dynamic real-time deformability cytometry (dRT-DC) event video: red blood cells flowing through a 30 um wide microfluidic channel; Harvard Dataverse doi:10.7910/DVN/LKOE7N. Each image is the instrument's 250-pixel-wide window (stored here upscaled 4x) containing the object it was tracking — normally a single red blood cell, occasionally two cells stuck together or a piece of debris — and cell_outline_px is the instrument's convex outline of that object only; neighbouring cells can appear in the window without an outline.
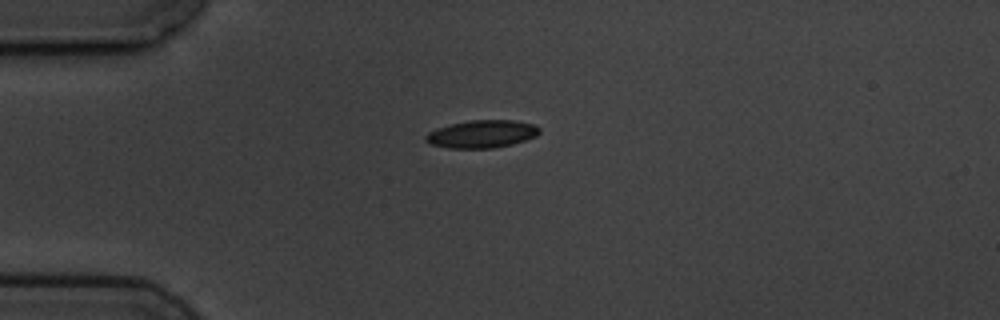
{"species": "common noctule bat (a hibernating species)", "species_latin": "Nyctalus noctula", "temperature_condition": "cold", "stored_images_in_passage": 12, "camera_frame_rate_fps": 3000, "um_per_image_px": 0.085, "animal": {"sex": "male", "body_mass_g": 19.5, "forearm_length_mm": 54.6}, "frame": {"image": 1, "passage_image": 1, "time_ms": 0.0, "image_size_px": [1000, 320], "cell_outline_px": [[540, 132], [536, 136], [512, 144], [492, 148], [448, 148], [432, 144], [424, 140], [424, 136], [428, 132], [436, 128], [468, 120], [516, 120], [536, 124], [540, 128]], "centroid_in_image_um": [40.97, 11.38], "position_along_channel_um": 44.0, "area_um2": 18.44}}
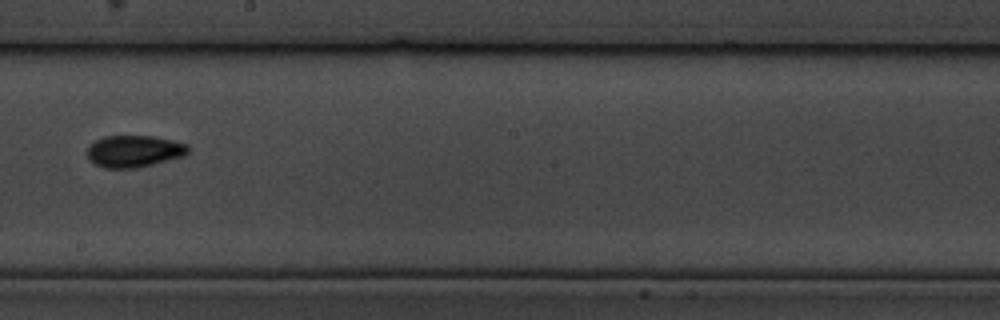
{"frame": {"image": 2, "passage_image": 6, "time_ms": 6.0, "image_size_px": [1000, 320], "cell_outline_px": [[188, 152], [184, 156], [136, 168], [104, 168], [96, 164], [88, 156], [88, 148], [96, 140], [104, 136], [156, 136], [188, 144]], "centroid_in_image_um": [11.43, 12.85], "position_along_channel_um": 236.8, "area_um2": 18.55}}
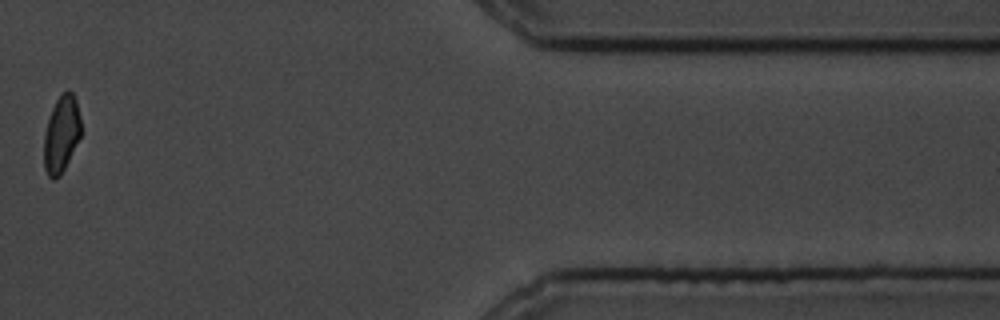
{"frame": {"image": 3, "passage_image": 10, "time_ms": 12.0, "image_size_px": [1000, 320], "cell_outline_px": [[80, 136], [60, 176], [52, 180], [48, 176], [44, 168], [44, 132], [52, 108], [56, 100], [68, 88], [72, 92], [76, 100], [80, 116]], "centroid_in_image_um": [5.2, 11.39], "position_along_channel_um": 406.2, "area_um2": 16.36}, "authors_computed_cell_mechanics": {"area_um2": 18.207, "velocity_mm_per_s": 3.5879, "shape_relaxation_time_tau1_ms": 1.9576, "shape_relaxation_time_tau2_ms": 3.0702, "deformation_change_tau1": 0.0832, "deformation_change_tau2": 0.0571}}